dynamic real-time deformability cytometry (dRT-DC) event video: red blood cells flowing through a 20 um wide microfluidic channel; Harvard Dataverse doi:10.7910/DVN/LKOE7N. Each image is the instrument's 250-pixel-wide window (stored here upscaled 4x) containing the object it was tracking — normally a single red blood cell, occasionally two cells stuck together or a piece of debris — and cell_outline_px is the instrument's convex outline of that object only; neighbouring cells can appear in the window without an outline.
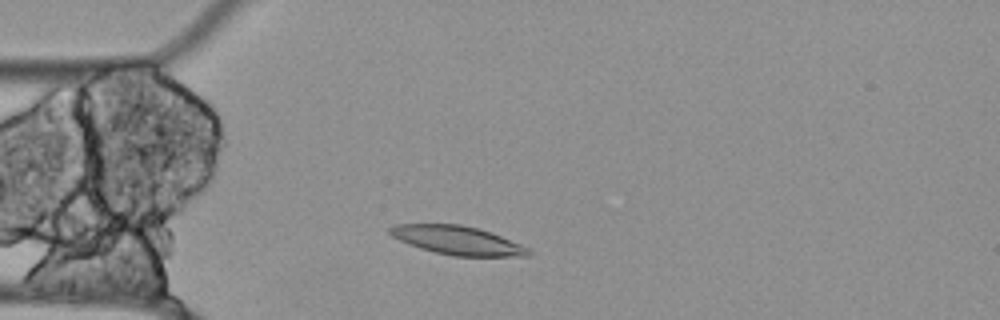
{"species": "Egyptian fruit bat (a non-hibernating species)", "species_latin": "Rousettus aegyptiacus", "temperature_condition": "cold", "stored_images_in_passage": 8, "camera_frame_rate_fps": 3000, "um_per_image_px": 0.085, "animal": {"sex": "female"}, "frame": {"image": 1, "passage_image": 2, "time_ms": 0.333, "image_size_px": [1000, 320], "cell_outline_px": [[532, 252], [528, 256], [452, 256], [420, 248], [408, 244], [392, 236], [388, 232], [388, 228], [396, 224], [460, 224], [476, 228], [500, 236], [520, 244], [528, 248]], "centroid_in_image_um": [38.85, 20.43], "position_along_channel_um": 46.2, "area_um2": 22.89}}
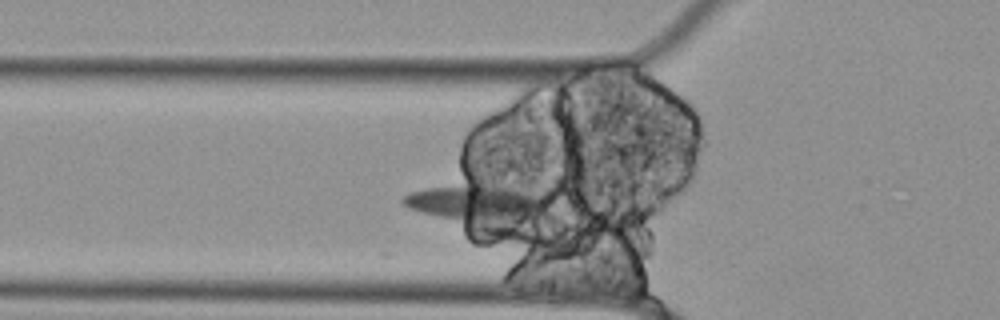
{"frame": {"image": 2, "passage_image": 6, "time_ms": 1.667, "image_size_px": [1000, 320], "cell_outline_px": [[556, 200], [548, 208], [508, 240], [500, 240], [408, 208], [400, 204], [400, 200], [408, 192], [428, 188], [472, 184], [552, 192]], "centroid_in_image_um": [40.93, 17.61], "position_along_channel_um": 84.9, "area_um2": 38.96}}